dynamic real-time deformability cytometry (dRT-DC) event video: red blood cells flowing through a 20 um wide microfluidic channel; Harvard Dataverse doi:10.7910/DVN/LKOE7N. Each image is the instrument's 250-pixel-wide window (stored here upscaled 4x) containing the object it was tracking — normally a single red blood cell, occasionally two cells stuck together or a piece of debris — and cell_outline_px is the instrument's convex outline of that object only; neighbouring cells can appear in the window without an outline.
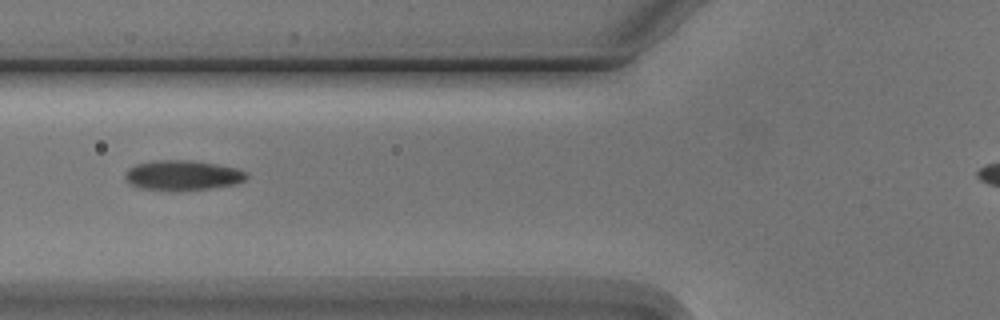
{"species": "Egyptian fruit bat (a non-hibernating species)", "species_latin": "Rousettus aegyptiacus", "temperature_condition": "cold", "stored_images_in_passage": 8, "camera_frame_rate_fps": 3000, "um_per_image_px": 0.085, "animal": {"sex": "male"}, "frame": {"image": 1, "passage_image": 5, "time_ms": 5.667, "image_size_px": [1000, 320], "cell_outline_px": [[248, 176], [244, 180], [232, 184], [212, 188], [180, 192], [140, 188], [132, 184], [124, 176], [124, 172], [128, 168], [136, 164], [152, 160], [192, 160], [216, 164], [236, 168], [248, 172]], "centroid_in_image_um": [15.5, 14.9], "position_along_channel_um": 110.3, "area_um2": 21.5}}
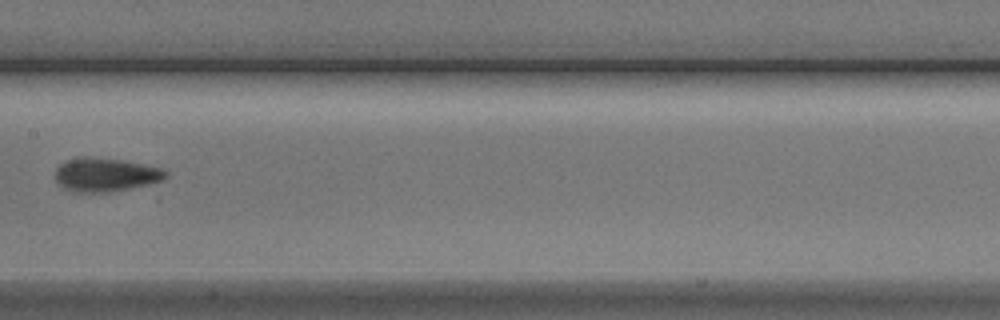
{"frame": {"image": 2, "passage_image": 7, "time_ms": 8.0, "image_size_px": [1000, 320], "cell_outline_px": [[168, 176], [164, 180], [148, 184], [108, 192], [72, 192], [64, 188], [56, 180], [56, 168], [60, 164], [76, 156], [84, 156], [124, 160], [164, 168], [168, 172]], "centroid_in_image_um": [8.99, 14.83], "position_along_channel_um": 198.4, "area_um2": 21.79}}
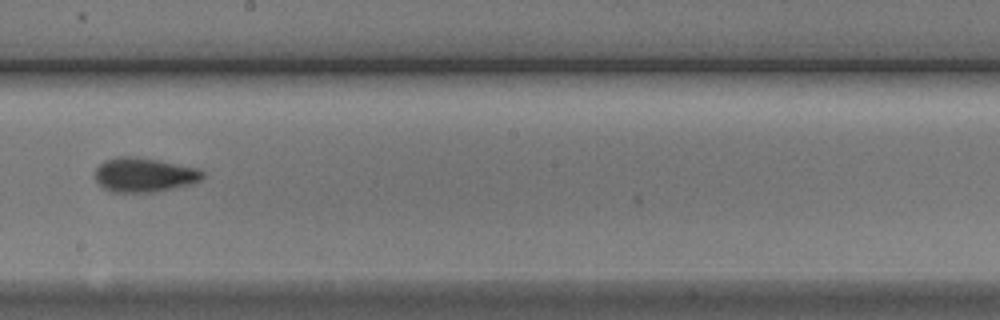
{"frame": {"image": 3, "passage_image": 8, "time_ms": 9.0, "image_size_px": [1000, 320], "cell_outline_px": [[204, 176], [200, 180], [192, 184], [156, 192], [112, 192], [104, 188], [96, 180], [96, 168], [104, 160], [120, 156], [136, 156], [160, 160], [200, 168], [204, 172]], "centroid_in_image_um": [12.29, 14.85], "position_along_channel_um": 235.9, "area_um2": 21.73}}